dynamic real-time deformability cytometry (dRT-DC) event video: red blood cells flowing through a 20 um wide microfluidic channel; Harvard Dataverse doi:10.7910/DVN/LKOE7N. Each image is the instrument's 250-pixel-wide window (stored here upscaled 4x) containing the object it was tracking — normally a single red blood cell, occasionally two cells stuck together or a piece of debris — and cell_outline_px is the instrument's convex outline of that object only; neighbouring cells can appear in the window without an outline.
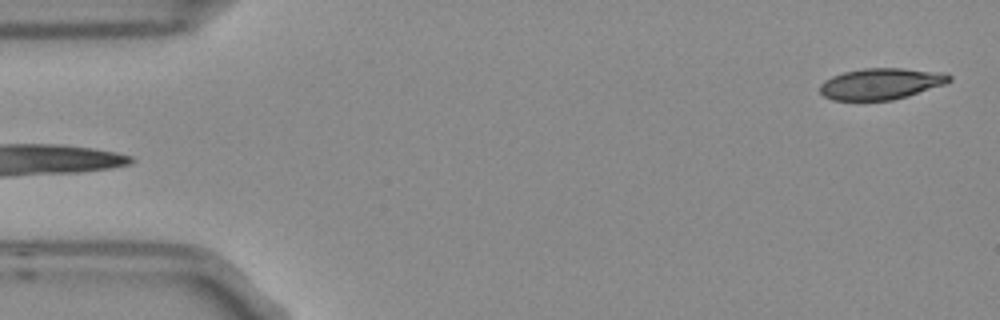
{"species": "Egyptian fruit bat (a non-hibernating species)", "species_latin": "Rousettus aegyptiacus", "temperature_condition": "room temperature", "stored_images_in_passage": 4, "camera_frame_rate_fps": 3000, "um_per_image_px": 0.085, "frame": {"image": 1, "passage_image": 4, "time_ms": 1.0, "image_size_px": [1000, 320], "cell_outline_px": [[952, 80], [944, 84], [908, 96], [892, 100], [832, 100], [824, 96], [820, 92], [820, 84], [824, 80], [832, 76], [844, 72], [864, 68], [900, 68], [944, 72], [952, 76]], "centroid_in_image_um": [74.88, 7.12], "position_along_channel_um": 10.1, "area_um2": 23.58}}